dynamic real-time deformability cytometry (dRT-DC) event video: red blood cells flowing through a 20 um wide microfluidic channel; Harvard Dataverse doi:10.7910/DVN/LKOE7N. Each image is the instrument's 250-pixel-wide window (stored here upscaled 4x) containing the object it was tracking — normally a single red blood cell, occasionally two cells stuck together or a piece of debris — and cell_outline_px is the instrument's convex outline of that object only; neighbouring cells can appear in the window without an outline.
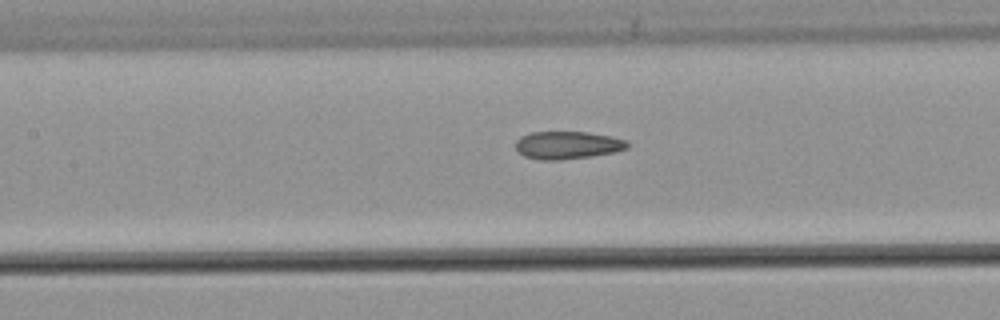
{"species": "common noctule bat (a hibernating species)", "species_latin": "Nyctalus noctula", "temperature_condition": "warm", "stored_images_in_passage": 30, "camera_frame_rate_fps": 3000, "um_per_image_px": 0.085, "animal": {"sex": "male", "body_mass_g": 21.5, "forearm_length_mm": 52.0}, "frame": {"image": 1, "passage_image": 13, "time_ms": 4.0, "image_size_px": [1000, 320], "cell_outline_px": [[628, 148], [616, 152], [592, 156], [560, 160], [540, 160], [524, 156], [516, 148], [516, 140], [520, 136], [532, 132], [588, 132], [612, 136], [628, 140]], "centroid_in_image_um": [48.27, 12.33], "position_along_channel_um": 159.1, "area_um2": 18.21}}